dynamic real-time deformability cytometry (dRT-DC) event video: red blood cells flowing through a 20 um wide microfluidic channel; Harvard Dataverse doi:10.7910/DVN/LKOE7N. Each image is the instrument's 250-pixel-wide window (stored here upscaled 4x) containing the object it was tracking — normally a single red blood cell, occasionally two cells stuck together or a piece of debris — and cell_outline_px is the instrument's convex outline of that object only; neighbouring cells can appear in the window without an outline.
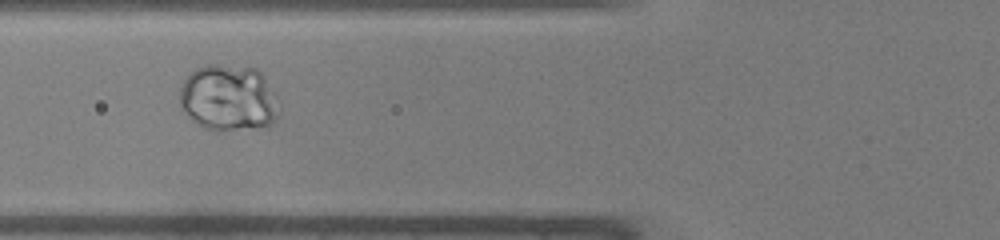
{"species": "common noctule bat (a hibernating species)", "species_latin": "Nyctalus noctula", "temperature_condition": "warm", "stored_images_in_passage": 38, "camera_frame_rate_fps": 3000, "um_per_image_px": 0.085, "animal": {"sex": "male", "body_mass_g": 19.0, "forearm_length_mm": 50.8}, "frame": {"image": 1, "passage_image": 8, "time_ms": 2.333, "image_size_px": [1000, 240], "cell_outline_px": [[280, 112], [272, 124], [220, 132], [216, 132], [204, 128], [180, 108], [180, 88], [184, 80], [196, 68], [208, 64], [216, 64], [256, 68], [264, 76], [276, 96], [280, 104]], "centroid_in_image_um": [19.43, 8.33], "position_along_channel_um": 106.4, "area_um2": 38.61}}
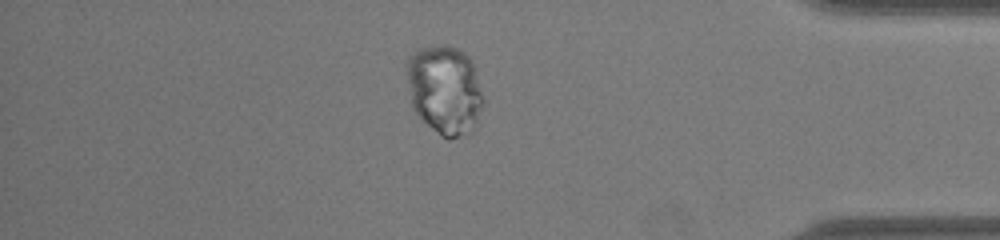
{"frame": {"image": 2, "passage_image": 31, "time_ms": 10.0, "image_size_px": [1000, 240], "cell_outline_px": [[484, 104], [472, 132], [448, 140], [440, 136], [412, 108], [408, 80], [408, 56], [420, 48], [444, 44], [456, 48], [464, 52], [472, 60], [484, 100]], "centroid_in_image_um": [37.83, 7.64], "position_along_channel_um": 397.4, "area_um2": 39.65}}